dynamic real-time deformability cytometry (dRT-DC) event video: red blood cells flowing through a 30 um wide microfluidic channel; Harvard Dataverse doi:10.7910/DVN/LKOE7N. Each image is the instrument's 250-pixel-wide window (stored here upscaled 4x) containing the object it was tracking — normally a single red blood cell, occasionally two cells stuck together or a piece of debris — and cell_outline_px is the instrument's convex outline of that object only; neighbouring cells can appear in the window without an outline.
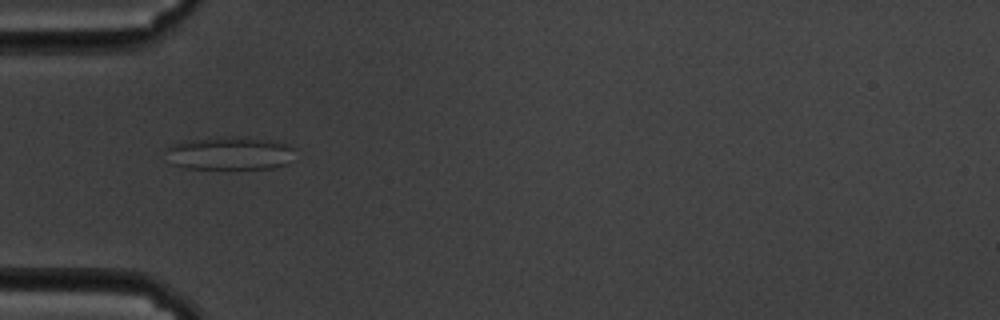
{"species": "common noctule bat (a hibernating species)", "species_latin": "Nyctalus noctula", "temperature_condition": "cold", "stored_images_in_passage": 41, "camera_frame_rate_fps": 3000, "um_per_image_px": 0.085, "animal": {"sex": "male", "body_mass_g": 19.5, "forearm_length_mm": 54.6}, "frame": {"image": 1, "passage_image": 1, "time_ms": 0.0, "image_size_px": [1000, 320], "cell_outline_px": [[292, 148], [288, 164], [272, 168], [184, 168], [172, 164], [168, 148], [172, 144], [184, 140], [224, 136], [232, 136], [272, 140], [288, 144]], "centroid_in_image_um": [19.52, 13.01], "position_along_channel_um": 65.5, "area_um2": 24.62}}
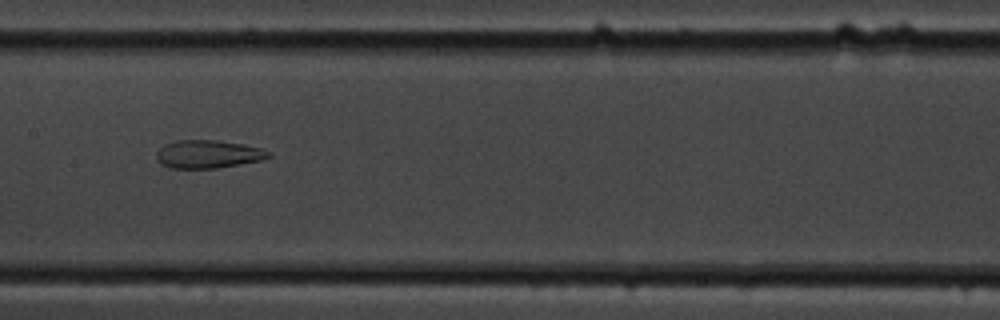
{"frame": {"image": 2, "passage_image": 12, "time_ms": 3.667, "image_size_px": [1000, 320], "cell_outline_px": [[272, 156], [264, 160], [216, 168], [168, 168], [160, 164], [156, 156], [156, 152], [164, 144], [176, 140], [216, 140], [244, 144], [260, 148], [272, 152]], "centroid_in_image_um": [17.7, 13.1], "position_along_channel_um": 189.7, "area_um2": 18.55}}
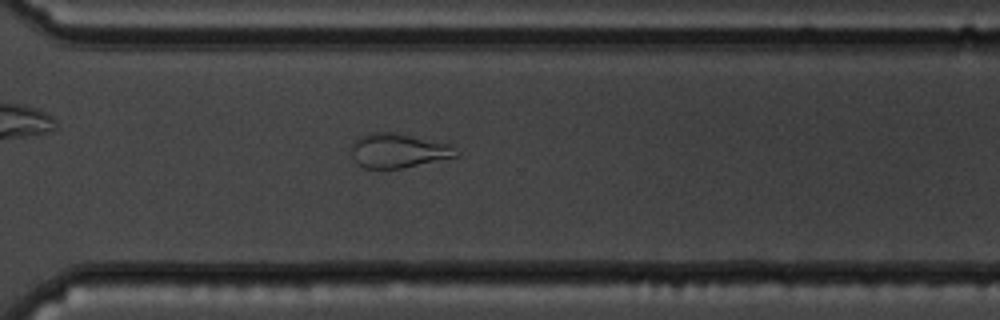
{"frame": {"image": 3, "passage_image": 25, "time_ms": 8.0, "image_size_px": [1000, 320], "cell_outline_px": [[460, 156], [400, 168], [364, 168], [352, 156], [348, 148], [360, 136], [368, 132], [396, 132], [452, 144], [460, 152]], "centroid_in_image_um": [33.88, 12.78], "position_along_channel_um": 336.7, "area_um2": 21.21}, "authors_computed_cell_mechanics": {"area_um2": 20.519, "velocity_mm_per_s": 3.3994, "shape_relaxation_time_tau1_ms": null, "shape_relaxation_time_tau2_ms": 3.035, "deformation_change_tau1": null, "deformation_change_tau2": 0.1101}}